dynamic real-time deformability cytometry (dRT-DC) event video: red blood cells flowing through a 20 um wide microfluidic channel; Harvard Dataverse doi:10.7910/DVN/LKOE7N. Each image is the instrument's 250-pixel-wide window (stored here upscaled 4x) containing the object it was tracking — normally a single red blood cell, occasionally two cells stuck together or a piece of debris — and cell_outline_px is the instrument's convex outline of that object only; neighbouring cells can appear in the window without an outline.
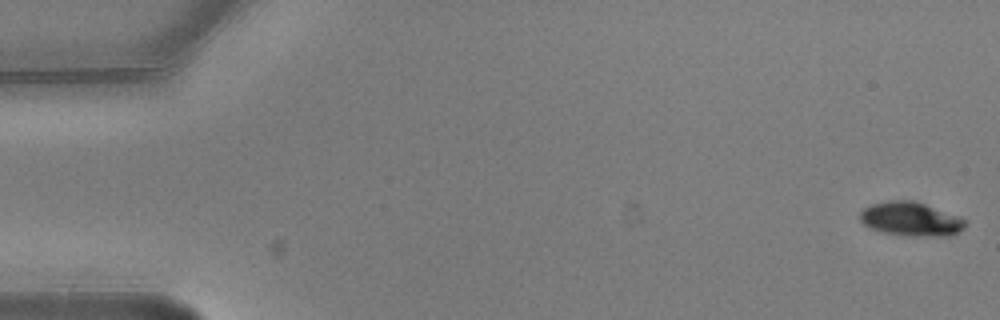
{"species": "common noctule bat (a hibernating species)", "species_latin": "Nyctalus noctula", "temperature_condition": "warm", "stored_images_in_passage": 4, "camera_frame_rate_fps": 3000, "um_per_image_px": 0.085, "animal": {"sex": "male", "body_mass_g": 20.5, "forearm_length_mm": 52.5}, "frame": {"image": 1, "passage_image": 1, "time_ms": 0.0, "image_size_px": [1000, 320], "cell_outline_px": [[968, 224], [964, 228], [952, 236], [908, 236], [880, 232], [864, 224], [860, 220], [860, 212], [864, 208], [872, 204], [892, 200], [916, 200], [960, 216], [968, 220]], "centroid_in_image_um": [77.49, 18.62], "position_along_channel_um": 7.5, "area_um2": 21.21}}